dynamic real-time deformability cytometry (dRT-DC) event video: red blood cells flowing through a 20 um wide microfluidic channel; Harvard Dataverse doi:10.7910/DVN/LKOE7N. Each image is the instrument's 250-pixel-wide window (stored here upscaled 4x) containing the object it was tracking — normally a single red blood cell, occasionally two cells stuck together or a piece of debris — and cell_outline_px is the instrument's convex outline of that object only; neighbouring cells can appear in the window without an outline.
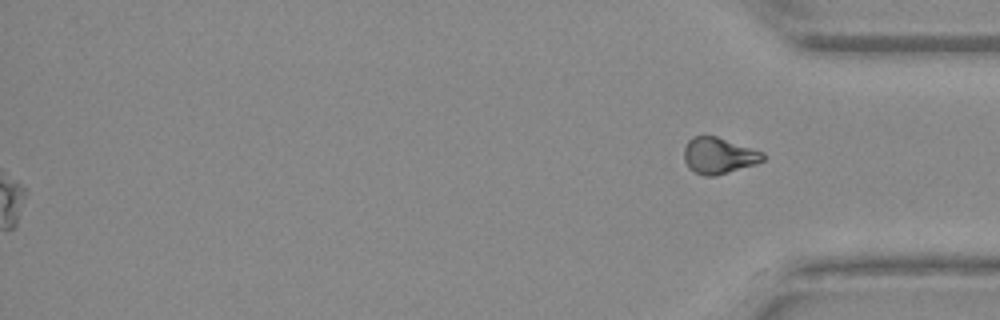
{"species": "Egyptian fruit bat (a non-hibernating species)", "species_latin": "Rousettus aegyptiacus", "temperature_condition": "warm", "stored_images_in_passage": 43, "segment_of_instrument_passage": [2, 2], "camera_frame_rate_fps": 3000, "um_per_image_px": 0.085, "animal": {"sex": "female"}, "frame": {"image": 1, "passage_image": 43, "time_ms": 14.0, "image_size_px": [1000, 320], "cell_outline_px": [[764, 160], [756, 164], [716, 176], [704, 176], [688, 168], [684, 160], [684, 148], [688, 140], [692, 136], [716, 136], [764, 152]], "centroid_in_image_um": [61.08, 13.23], "position_along_channel_um": 374.1, "area_um2": 16.7}}